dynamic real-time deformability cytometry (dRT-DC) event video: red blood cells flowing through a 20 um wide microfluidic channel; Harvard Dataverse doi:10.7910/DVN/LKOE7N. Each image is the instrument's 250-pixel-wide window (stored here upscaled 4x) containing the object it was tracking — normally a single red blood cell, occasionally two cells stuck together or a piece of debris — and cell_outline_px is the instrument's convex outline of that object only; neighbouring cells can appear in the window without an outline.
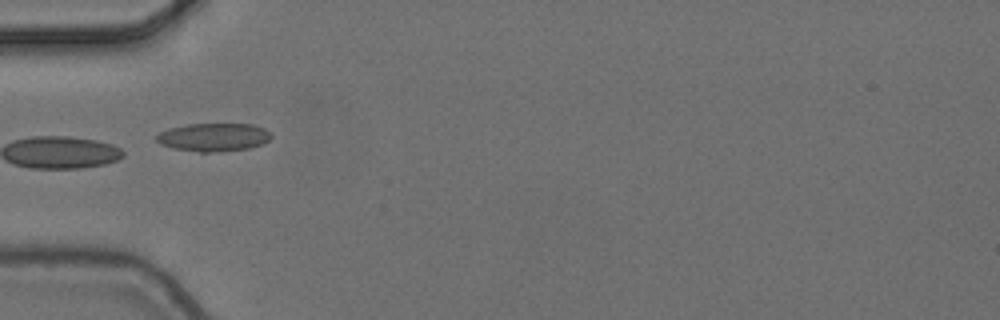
{"species": "common noctule bat (a hibernating species)", "species_latin": "Nyctalus noctula", "temperature_condition": "cold", "stored_images_in_passage": 4, "camera_frame_rate_fps": 3000, "um_per_image_px": 0.085, "animal": {"sex": "female", "body_mass_g": 24.6, "forearm_length_mm": 56.2}, "frame": {"image": 1, "passage_image": 2, "time_ms": 0.333, "image_size_px": [1000, 320], "cell_outline_px": [[272, 136], [264, 144], [248, 148], [220, 152], [200, 152], [172, 148], [160, 144], [156, 140], [156, 136], [160, 132], [168, 128], [188, 124], [252, 124], [264, 128], [272, 132]], "centroid_in_image_um": [18.17, 11.66], "position_along_channel_um": 66.8, "area_um2": 19.02}}
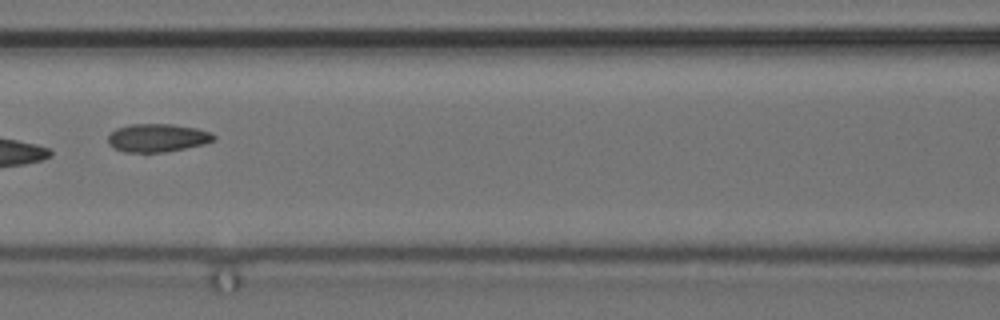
{"frame": {"image": 2, "passage_image": 4, "time_ms": 1.0, "image_size_px": [1000, 320], "cell_outline_px": [[216, 140], [204, 144], [164, 152], [124, 152], [108, 144], [108, 136], [116, 128], [132, 124], [172, 124], [196, 128], [212, 132], [216, 136]], "centroid_in_image_um": [13.41, 11.71], "position_along_channel_um": 153.2, "area_um2": 17.34}}